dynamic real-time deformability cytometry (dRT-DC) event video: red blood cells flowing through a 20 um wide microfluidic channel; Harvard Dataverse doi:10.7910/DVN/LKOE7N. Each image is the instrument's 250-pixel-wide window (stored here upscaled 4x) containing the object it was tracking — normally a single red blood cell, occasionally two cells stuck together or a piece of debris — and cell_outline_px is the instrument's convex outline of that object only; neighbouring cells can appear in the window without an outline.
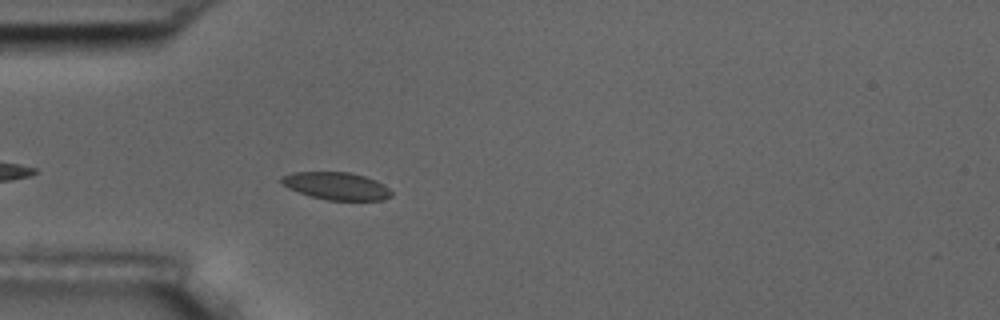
{"species": "common noctule bat (a hibernating species)", "species_latin": "Nyctalus noctula", "temperature_condition": "room temperature", "stored_images_in_passage": 26, "camera_frame_rate_fps": 3000, "um_per_image_px": 0.085, "animal": {"sex": "male", "body_mass_g": 17.5, "forearm_length_mm": 52.3}, "frame": {"image": 1, "passage_image": 4, "time_ms": 1.0, "image_size_px": [1000, 320], "cell_outline_px": [[392, 196], [384, 200], [328, 200], [312, 196], [288, 188], [280, 184], [280, 176], [292, 172], [348, 172], [364, 176], [376, 180], [384, 184], [392, 192]], "centroid_in_image_um": [28.58, 15.8], "position_along_channel_um": 56.4, "area_um2": 17.69}}
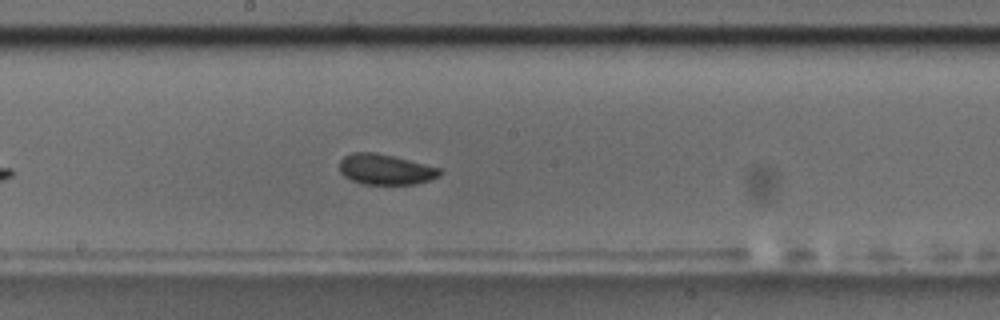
{"frame": {"image": 2, "passage_image": 18, "time_ms": 5.667, "image_size_px": [1000, 320], "cell_outline_px": [[444, 172], [440, 176], [416, 184], [364, 184], [352, 180], [344, 176], [340, 172], [340, 160], [344, 156], [352, 152], [376, 152], [440, 168]], "centroid_in_image_um": [32.76, 14.4], "position_along_channel_um": 215.4, "area_um2": 17.74}}
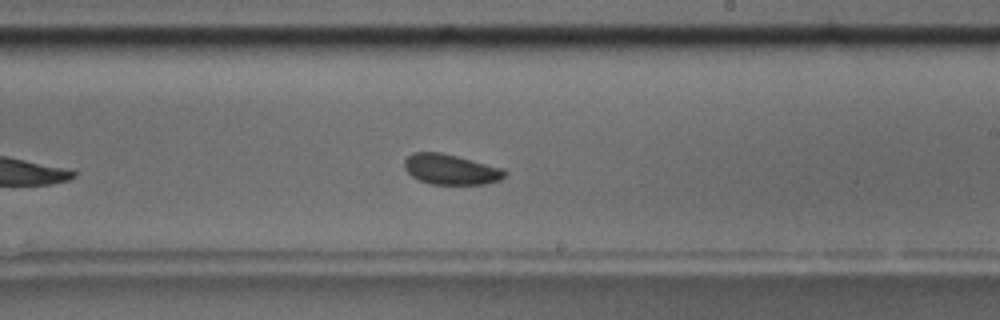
{"frame": {"image": 3, "passage_image": 21, "time_ms": 6.667, "image_size_px": [1000, 320], "cell_outline_px": [[508, 172], [500, 180], [484, 184], [428, 184], [412, 176], [404, 168], [404, 160], [412, 152], [440, 152], [504, 168]], "centroid_in_image_um": [38.31, 14.4], "position_along_channel_um": 250.7, "area_um2": 17.74}}